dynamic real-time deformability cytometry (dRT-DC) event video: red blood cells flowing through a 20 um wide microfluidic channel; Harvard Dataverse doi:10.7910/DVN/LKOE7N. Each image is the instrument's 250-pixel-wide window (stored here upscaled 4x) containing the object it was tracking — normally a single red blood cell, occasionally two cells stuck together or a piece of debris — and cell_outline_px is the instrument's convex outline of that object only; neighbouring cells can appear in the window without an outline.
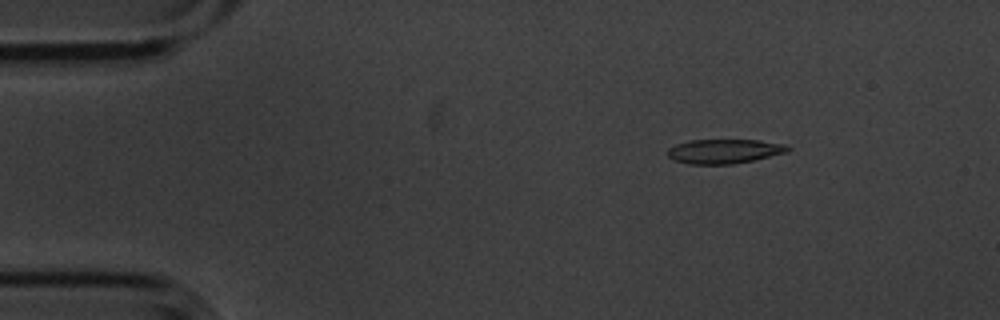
{"species": "common noctule bat (a hibernating species)", "species_latin": "Nyctalus noctula", "temperature_condition": "cold", "stored_images_in_passage": 5, "camera_frame_rate_fps": 3000, "um_per_image_px": 0.085, "animal": {"sex": "male", "body_mass_g": 20.1, "forearm_length_mm": 53.5}, "frame": {"image": 1, "passage_image": 3, "time_ms": 0.667, "image_size_px": [1000, 320], "cell_outline_px": [[792, 148], [788, 152], [752, 160], [732, 164], [688, 164], [672, 160], [668, 156], [668, 148], [676, 144], [688, 140], [760, 140], [784, 144]], "centroid_in_image_um": [61.54, 12.85], "position_along_channel_um": 23.5, "area_um2": 17.11}}
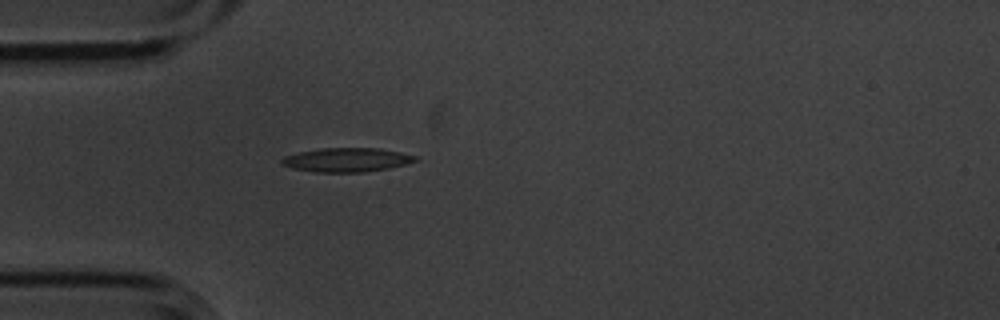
{"frame": {"image": 2, "passage_image": 5, "time_ms": 1.333, "image_size_px": [1000, 320], "cell_outline_px": [[420, 160], [388, 168], [364, 172], [316, 172], [292, 168], [280, 164], [280, 160], [284, 156], [300, 152], [320, 148], [380, 148], [400, 152], [416, 156]], "centroid_in_image_um": [29.46, 13.58], "position_along_channel_um": 55.5, "area_um2": 18.67}}